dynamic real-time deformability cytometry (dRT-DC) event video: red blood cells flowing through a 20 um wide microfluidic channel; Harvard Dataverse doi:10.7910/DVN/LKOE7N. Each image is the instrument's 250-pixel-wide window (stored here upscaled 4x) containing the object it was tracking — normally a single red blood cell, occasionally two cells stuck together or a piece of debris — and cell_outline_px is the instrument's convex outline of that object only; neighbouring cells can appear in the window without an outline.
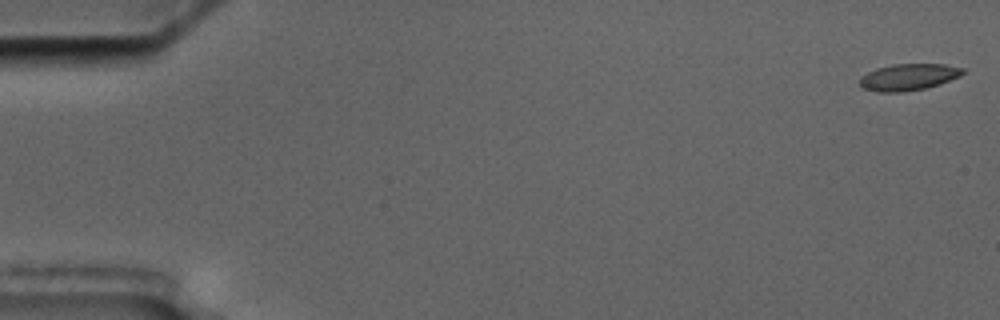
{"species": "common noctule bat (a hibernating species)", "species_latin": "Nyctalus noctula", "temperature_condition": "cold", "stored_images_in_passage": 7, "camera_frame_rate_fps": 3000, "um_per_image_px": 0.085, "animal": {"sex": "male", "body_mass_g": 17.5, "forearm_length_mm": 52.3}, "frame": {"image": 1, "passage_image": 1, "time_ms": 0.0, "image_size_px": [1000, 320], "cell_outline_px": [[964, 72], [960, 76], [924, 88], [900, 92], [876, 92], [864, 88], [860, 84], [860, 76], [876, 68], [892, 64], [944, 64], [964, 68]], "centroid_in_image_um": [77.18, 6.54], "position_along_channel_um": 7.8, "area_um2": 15.78}}
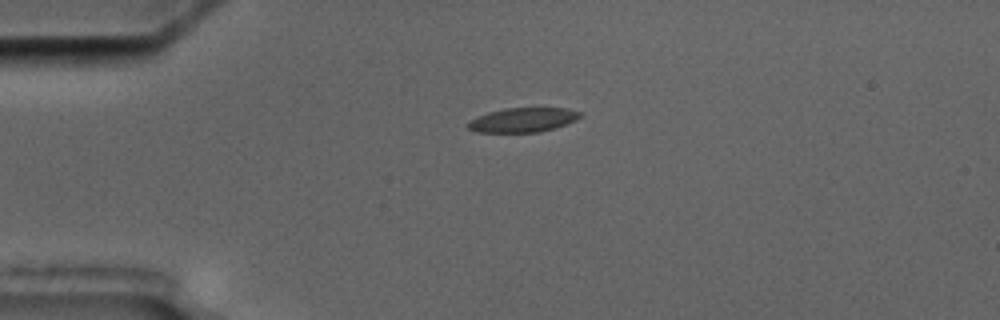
{"frame": {"image": 2, "passage_image": 5, "time_ms": 4.333, "image_size_px": [1000, 320], "cell_outline_px": [[580, 116], [576, 120], [556, 128], [540, 132], [476, 132], [468, 128], [464, 124], [468, 120], [476, 116], [488, 112], [504, 108], [568, 108], [580, 112]], "centroid_in_image_um": [44.39, 10.19], "position_along_channel_um": 40.6, "area_um2": 16.13}}